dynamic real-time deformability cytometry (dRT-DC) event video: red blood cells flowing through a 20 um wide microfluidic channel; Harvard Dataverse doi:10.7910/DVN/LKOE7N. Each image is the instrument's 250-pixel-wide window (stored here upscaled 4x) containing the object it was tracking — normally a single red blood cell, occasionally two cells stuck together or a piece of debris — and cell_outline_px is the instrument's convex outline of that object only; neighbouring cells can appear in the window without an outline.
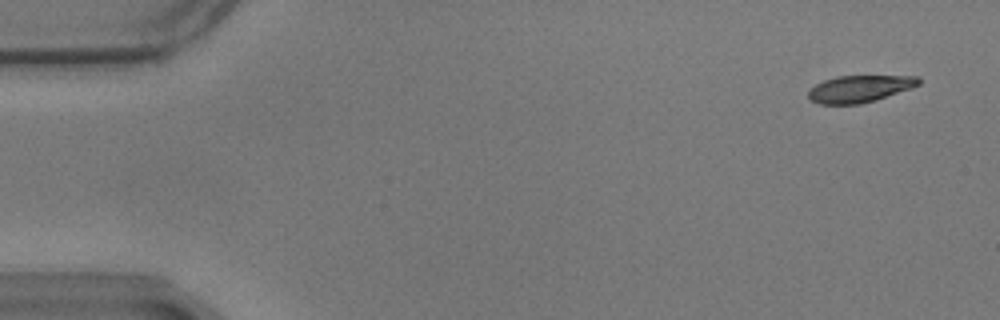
{"species": "common noctule bat (a hibernating species)", "species_latin": "Nyctalus noctula", "temperature_condition": "warm", "stored_images_in_passage": 53, "camera_frame_rate_fps": 3000, "um_per_image_px": 0.085, "animal": {"sex": "male", "body_mass_g": 17.9}, "frame": {"image": 1, "passage_image": 1, "time_ms": 0.0, "image_size_px": [1000, 320], "cell_outline_px": [[920, 84], [912, 88], [876, 100], [860, 104], [820, 104], [812, 100], [808, 96], [808, 92], [816, 84], [824, 80], [836, 76], [920, 76]], "centroid_in_image_um": [73.1, 7.54], "position_along_channel_um": 11.9, "area_um2": 17.28}}
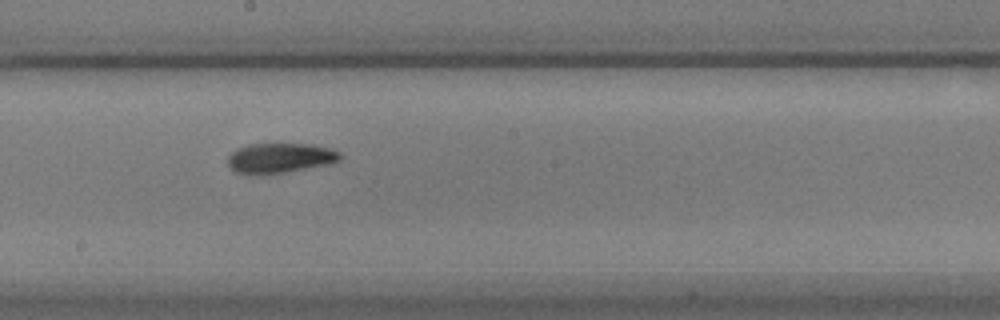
{"frame": {"image": 2, "passage_image": 30, "time_ms": 9.667, "image_size_px": [1000, 320], "cell_outline_px": [[344, 156], [340, 160], [328, 164], [264, 176], [260, 176], [236, 172], [228, 164], [228, 156], [236, 148], [248, 144], [316, 144], [340, 152]], "centroid_in_image_um": [23.8, 13.44], "position_along_channel_um": 224.4, "area_um2": 19.88}}
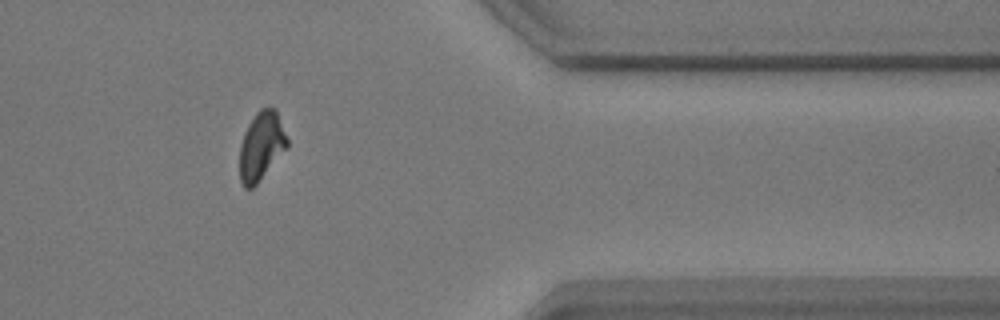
{"frame": {"image": 3, "passage_image": 46, "time_ms": 15.0, "image_size_px": [1000, 320], "cell_outline_px": [[288, 148], [256, 184], [252, 188], [244, 188], [240, 180], [240, 144], [244, 132], [248, 124], [256, 112], [260, 108], [276, 108], [288, 140]], "centroid_in_image_um": [22.22, 12.4], "position_along_channel_um": 389.2, "area_um2": 19.02}, "authors_computed_cell_mechanics": {"area_um2": 19.074, "velocity_mm_per_s": 3.4555, "shape_relaxation_time_tau1_ms": 6.3033, "shape_relaxation_time_tau2_ms": 3.3187, "deformation_change_tau1": 0.1922, "deformation_change_tau2": 0.091}}